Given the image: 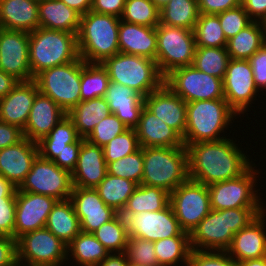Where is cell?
I'll list each match as a JSON object with an SVG mask.
<instances>
[{
  "label": "cell",
  "instance_id": "6da1fadb",
  "mask_svg": "<svg viewBox=\"0 0 266 266\" xmlns=\"http://www.w3.org/2000/svg\"><path fill=\"white\" fill-rule=\"evenodd\" d=\"M234 139L188 144L189 179L209 186L245 173L254 163Z\"/></svg>",
  "mask_w": 266,
  "mask_h": 266
},
{
  "label": "cell",
  "instance_id": "7a4b0ae2",
  "mask_svg": "<svg viewBox=\"0 0 266 266\" xmlns=\"http://www.w3.org/2000/svg\"><path fill=\"white\" fill-rule=\"evenodd\" d=\"M265 208L213 210L191 231L190 245L196 250L226 251L235 233L247 227Z\"/></svg>",
  "mask_w": 266,
  "mask_h": 266
},
{
  "label": "cell",
  "instance_id": "3957f363",
  "mask_svg": "<svg viewBox=\"0 0 266 266\" xmlns=\"http://www.w3.org/2000/svg\"><path fill=\"white\" fill-rule=\"evenodd\" d=\"M236 116L224 98L188 102L184 146L227 138L225 132Z\"/></svg>",
  "mask_w": 266,
  "mask_h": 266
},
{
  "label": "cell",
  "instance_id": "277c9868",
  "mask_svg": "<svg viewBox=\"0 0 266 266\" xmlns=\"http://www.w3.org/2000/svg\"><path fill=\"white\" fill-rule=\"evenodd\" d=\"M120 18L89 11L81 15L77 34L79 56L86 63H102L119 53Z\"/></svg>",
  "mask_w": 266,
  "mask_h": 266
},
{
  "label": "cell",
  "instance_id": "5b68a950",
  "mask_svg": "<svg viewBox=\"0 0 266 266\" xmlns=\"http://www.w3.org/2000/svg\"><path fill=\"white\" fill-rule=\"evenodd\" d=\"M143 162V185L159 187L171 193L189 179L185 146L143 147Z\"/></svg>",
  "mask_w": 266,
  "mask_h": 266
},
{
  "label": "cell",
  "instance_id": "8992f818",
  "mask_svg": "<svg viewBox=\"0 0 266 266\" xmlns=\"http://www.w3.org/2000/svg\"><path fill=\"white\" fill-rule=\"evenodd\" d=\"M79 58L77 34L41 27L29 33V64L33 78L43 70Z\"/></svg>",
  "mask_w": 266,
  "mask_h": 266
},
{
  "label": "cell",
  "instance_id": "52a82bcc",
  "mask_svg": "<svg viewBox=\"0 0 266 266\" xmlns=\"http://www.w3.org/2000/svg\"><path fill=\"white\" fill-rule=\"evenodd\" d=\"M101 64L107 70L111 82L130 87L143 97L164 83L156 61L147 57L119 52Z\"/></svg>",
  "mask_w": 266,
  "mask_h": 266
},
{
  "label": "cell",
  "instance_id": "ba28073f",
  "mask_svg": "<svg viewBox=\"0 0 266 266\" xmlns=\"http://www.w3.org/2000/svg\"><path fill=\"white\" fill-rule=\"evenodd\" d=\"M156 34V63L163 77L177 68L193 64L196 51L193 30L159 23Z\"/></svg>",
  "mask_w": 266,
  "mask_h": 266
},
{
  "label": "cell",
  "instance_id": "9c48e42d",
  "mask_svg": "<svg viewBox=\"0 0 266 266\" xmlns=\"http://www.w3.org/2000/svg\"><path fill=\"white\" fill-rule=\"evenodd\" d=\"M34 81L41 94L50 97L68 113L81 101V58L43 70Z\"/></svg>",
  "mask_w": 266,
  "mask_h": 266
},
{
  "label": "cell",
  "instance_id": "30bf717a",
  "mask_svg": "<svg viewBox=\"0 0 266 266\" xmlns=\"http://www.w3.org/2000/svg\"><path fill=\"white\" fill-rule=\"evenodd\" d=\"M255 168L257 167L254 163L237 178L209 185L211 209L265 208L262 198H260L261 193H258L260 189L256 188L258 187L256 178H259L260 170Z\"/></svg>",
  "mask_w": 266,
  "mask_h": 266
},
{
  "label": "cell",
  "instance_id": "8fae6325",
  "mask_svg": "<svg viewBox=\"0 0 266 266\" xmlns=\"http://www.w3.org/2000/svg\"><path fill=\"white\" fill-rule=\"evenodd\" d=\"M19 266H62L67 245L46 227L26 233L16 240Z\"/></svg>",
  "mask_w": 266,
  "mask_h": 266
},
{
  "label": "cell",
  "instance_id": "7c38bea8",
  "mask_svg": "<svg viewBox=\"0 0 266 266\" xmlns=\"http://www.w3.org/2000/svg\"><path fill=\"white\" fill-rule=\"evenodd\" d=\"M164 84L186 103L224 98L223 80L201 72L193 65L171 71L164 77Z\"/></svg>",
  "mask_w": 266,
  "mask_h": 266
},
{
  "label": "cell",
  "instance_id": "4fadbf2b",
  "mask_svg": "<svg viewBox=\"0 0 266 266\" xmlns=\"http://www.w3.org/2000/svg\"><path fill=\"white\" fill-rule=\"evenodd\" d=\"M17 189L51 196L56 200L69 199L73 189L72 175L67 170L58 167L53 161L38 155L31 170Z\"/></svg>",
  "mask_w": 266,
  "mask_h": 266
},
{
  "label": "cell",
  "instance_id": "5bb4252c",
  "mask_svg": "<svg viewBox=\"0 0 266 266\" xmlns=\"http://www.w3.org/2000/svg\"><path fill=\"white\" fill-rule=\"evenodd\" d=\"M181 228L191 231L211 211L208 186L188 179L170 193V203Z\"/></svg>",
  "mask_w": 266,
  "mask_h": 266
},
{
  "label": "cell",
  "instance_id": "9a60e30c",
  "mask_svg": "<svg viewBox=\"0 0 266 266\" xmlns=\"http://www.w3.org/2000/svg\"><path fill=\"white\" fill-rule=\"evenodd\" d=\"M224 99L239 116L247 113L259 94L249 60L230 59L223 78Z\"/></svg>",
  "mask_w": 266,
  "mask_h": 266
},
{
  "label": "cell",
  "instance_id": "2e32d148",
  "mask_svg": "<svg viewBox=\"0 0 266 266\" xmlns=\"http://www.w3.org/2000/svg\"><path fill=\"white\" fill-rule=\"evenodd\" d=\"M130 237L146 239L152 242L174 236H190L185 232L169 204L159 211H145L139 214L122 216Z\"/></svg>",
  "mask_w": 266,
  "mask_h": 266
},
{
  "label": "cell",
  "instance_id": "e0dca14e",
  "mask_svg": "<svg viewBox=\"0 0 266 266\" xmlns=\"http://www.w3.org/2000/svg\"><path fill=\"white\" fill-rule=\"evenodd\" d=\"M0 70L20 82L34 80L29 64V32L0 28Z\"/></svg>",
  "mask_w": 266,
  "mask_h": 266
},
{
  "label": "cell",
  "instance_id": "ac0fdd59",
  "mask_svg": "<svg viewBox=\"0 0 266 266\" xmlns=\"http://www.w3.org/2000/svg\"><path fill=\"white\" fill-rule=\"evenodd\" d=\"M57 202L54 197L16 190L14 239L44 228Z\"/></svg>",
  "mask_w": 266,
  "mask_h": 266
},
{
  "label": "cell",
  "instance_id": "d6986e66",
  "mask_svg": "<svg viewBox=\"0 0 266 266\" xmlns=\"http://www.w3.org/2000/svg\"><path fill=\"white\" fill-rule=\"evenodd\" d=\"M70 199L84 233H93L118 214L103 202L95 188L73 187Z\"/></svg>",
  "mask_w": 266,
  "mask_h": 266
},
{
  "label": "cell",
  "instance_id": "ffe728a7",
  "mask_svg": "<svg viewBox=\"0 0 266 266\" xmlns=\"http://www.w3.org/2000/svg\"><path fill=\"white\" fill-rule=\"evenodd\" d=\"M144 106L184 138L187 103L166 84L144 97Z\"/></svg>",
  "mask_w": 266,
  "mask_h": 266
},
{
  "label": "cell",
  "instance_id": "44dd1931",
  "mask_svg": "<svg viewBox=\"0 0 266 266\" xmlns=\"http://www.w3.org/2000/svg\"><path fill=\"white\" fill-rule=\"evenodd\" d=\"M38 155V144L25 137L17 144L1 149L0 175L18 188Z\"/></svg>",
  "mask_w": 266,
  "mask_h": 266
},
{
  "label": "cell",
  "instance_id": "7402d4cb",
  "mask_svg": "<svg viewBox=\"0 0 266 266\" xmlns=\"http://www.w3.org/2000/svg\"><path fill=\"white\" fill-rule=\"evenodd\" d=\"M265 218L266 210L233 236L232 243L226 251L237 263L266 256Z\"/></svg>",
  "mask_w": 266,
  "mask_h": 266
},
{
  "label": "cell",
  "instance_id": "603a6c76",
  "mask_svg": "<svg viewBox=\"0 0 266 266\" xmlns=\"http://www.w3.org/2000/svg\"><path fill=\"white\" fill-rule=\"evenodd\" d=\"M71 175L73 187L96 188L107 175L103 148L82 138L78 160Z\"/></svg>",
  "mask_w": 266,
  "mask_h": 266
},
{
  "label": "cell",
  "instance_id": "cb8c5ba5",
  "mask_svg": "<svg viewBox=\"0 0 266 266\" xmlns=\"http://www.w3.org/2000/svg\"><path fill=\"white\" fill-rule=\"evenodd\" d=\"M37 83L19 82L6 96L0 99V121L25 128L36 94Z\"/></svg>",
  "mask_w": 266,
  "mask_h": 266
},
{
  "label": "cell",
  "instance_id": "d4e9b609",
  "mask_svg": "<svg viewBox=\"0 0 266 266\" xmlns=\"http://www.w3.org/2000/svg\"><path fill=\"white\" fill-rule=\"evenodd\" d=\"M67 116V113L50 97L38 92L31 108L23 136L30 141L39 142Z\"/></svg>",
  "mask_w": 266,
  "mask_h": 266
},
{
  "label": "cell",
  "instance_id": "484cf974",
  "mask_svg": "<svg viewBox=\"0 0 266 266\" xmlns=\"http://www.w3.org/2000/svg\"><path fill=\"white\" fill-rule=\"evenodd\" d=\"M103 98L108 103L111 113L127 128L134 129L138 125L144 107L142 95L130 87L110 81Z\"/></svg>",
  "mask_w": 266,
  "mask_h": 266
},
{
  "label": "cell",
  "instance_id": "4316f807",
  "mask_svg": "<svg viewBox=\"0 0 266 266\" xmlns=\"http://www.w3.org/2000/svg\"><path fill=\"white\" fill-rule=\"evenodd\" d=\"M118 42L119 52L143 56L156 61V27L127 23L120 20Z\"/></svg>",
  "mask_w": 266,
  "mask_h": 266
},
{
  "label": "cell",
  "instance_id": "83f0119b",
  "mask_svg": "<svg viewBox=\"0 0 266 266\" xmlns=\"http://www.w3.org/2000/svg\"><path fill=\"white\" fill-rule=\"evenodd\" d=\"M140 147H183V138L145 106L134 128Z\"/></svg>",
  "mask_w": 266,
  "mask_h": 266
},
{
  "label": "cell",
  "instance_id": "f1b7e54d",
  "mask_svg": "<svg viewBox=\"0 0 266 266\" xmlns=\"http://www.w3.org/2000/svg\"><path fill=\"white\" fill-rule=\"evenodd\" d=\"M38 2L0 0V28L32 32L39 28Z\"/></svg>",
  "mask_w": 266,
  "mask_h": 266
},
{
  "label": "cell",
  "instance_id": "f546056e",
  "mask_svg": "<svg viewBox=\"0 0 266 266\" xmlns=\"http://www.w3.org/2000/svg\"><path fill=\"white\" fill-rule=\"evenodd\" d=\"M39 27L78 34L81 14L61 0H44L38 5Z\"/></svg>",
  "mask_w": 266,
  "mask_h": 266
},
{
  "label": "cell",
  "instance_id": "4dcf8cb0",
  "mask_svg": "<svg viewBox=\"0 0 266 266\" xmlns=\"http://www.w3.org/2000/svg\"><path fill=\"white\" fill-rule=\"evenodd\" d=\"M68 245L80 232V220L71 199L57 200L49 213L45 226Z\"/></svg>",
  "mask_w": 266,
  "mask_h": 266
},
{
  "label": "cell",
  "instance_id": "1f68e13d",
  "mask_svg": "<svg viewBox=\"0 0 266 266\" xmlns=\"http://www.w3.org/2000/svg\"><path fill=\"white\" fill-rule=\"evenodd\" d=\"M111 114L103 97L80 101L67 116L72 120L80 138L86 139L103 118Z\"/></svg>",
  "mask_w": 266,
  "mask_h": 266
},
{
  "label": "cell",
  "instance_id": "d6a6232c",
  "mask_svg": "<svg viewBox=\"0 0 266 266\" xmlns=\"http://www.w3.org/2000/svg\"><path fill=\"white\" fill-rule=\"evenodd\" d=\"M265 43L266 23L253 21L227 40L226 48L231 59L248 60Z\"/></svg>",
  "mask_w": 266,
  "mask_h": 266
},
{
  "label": "cell",
  "instance_id": "836d02e7",
  "mask_svg": "<svg viewBox=\"0 0 266 266\" xmlns=\"http://www.w3.org/2000/svg\"><path fill=\"white\" fill-rule=\"evenodd\" d=\"M67 253V260L73 259L72 266L73 262L78 266H98L110 254L92 233L84 232L67 245Z\"/></svg>",
  "mask_w": 266,
  "mask_h": 266
},
{
  "label": "cell",
  "instance_id": "e575fe53",
  "mask_svg": "<svg viewBox=\"0 0 266 266\" xmlns=\"http://www.w3.org/2000/svg\"><path fill=\"white\" fill-rule=\"evenodd\" d=\"M170 203V193L159 187L140 184L129 197L127 204L120 213L121 216H130L145 211H159Z\"/></svg>",
  "mask_w": 266,
  "mask_h": 266
},
{
  "label": "cell",
  "instance_id": "d590c367",
  "mask_svg": "<svg viewBox=\"0 0 266 266\" xmlns=\"http://www.w3.org/2000/svg\"><path fill=\"white\" fill-rule=\"evenodd\" d=\"M79 138L74 123L66 116L38 144L39 155L47 160L54 161L68 144Z\"/></svg>",
  "mask_w": 266,
  "mask_h": 266
},
{
  "label": "cell",
  "instance_id": "8d00e7d4",
  "mask_svg": "<svg viewBox=\"0 0 266 266\" xmlns=\"http://www.w3.org/2000/svg\"><path fill=\"white\" fill-rule=\"evenodd\" d=\"M199 15L197 0H170L159 12V23L194 30Z\"/></svg>",
  "mask_w": 266,
  "mask_h": 266
},
{
  "label": "cell",
  "instance_id": "74e56055",
  "mask_svg": "<svg viewBox=\"0 0 266 266\" xmlns=\"http://www.w3.org/2000/svg\"><path fill=\"white\" fill-rule=\"evenodd\" d=\"M137 186L133 181L107 173L95 189L107 206L121 213Z\"/></svg>",
  "mask_w": 266,
  "mask_h": 266
},
{
  "label": "cell",
  "instance_id": "f35d334b",
  "mask_svg": "<svg viewBox=\"0 0 266 266\" xmlns=\"http://www.w3.org/2000/svg\"><path fill=\"white\" fill-rule=\"evenodd\" d=\"M156 257L160 266L188 265L191 253L190 236H174L154 242ZM185 264V265H184Z\"/></svg>",
  "mask_w": 266,
  "mask_h": 266
},
{
  "label": "cell",
  "instance_id": "ab89813d",
  "mask_svg": "<svg viewBox=\"0 0 266 266\" xmlns=\"http://www.w3.org/2000/svg\"><path fill=\"white\" fill-rule=\"evenodd\" d=\"M110 78L101 63H86L81 59V101L104 97Z\"/></svg>",
  "mask_w": 266,
  "mask_h": 266
},
{
  "label": "cell",
  "instance_id": "60d3db41",
  "mask_svg": "<svg viewBox=\"0 0 266 266\" xmlns=\"http://www.w3.org/2000/svg\"><path fill=\"white\" fill-rule=\"evenodd\" d=\"M226 47H196L193 66L223 80L230 61Z\"/></svg>",
  "mask_w": 266,
  "mask_h": 266
},
{
  "label": "cell",
  "instance_id": "b9f144b4",
  "mask_svg": "<svg viewBox=\"0 0 266 266\" xmlns=\"http://www.w3.org/2000/svg\"><path fill=\"white\" fill-rule=\"evenodd\" d=\"M92 234L110 254L125 252L129 235L126 221L120 213L109 222L104 223Z\"/></svg>",
  "mask_w": 266,
  "mask_h": 266
},
{
  "label": "cell",
  "instance_id": "7bdbcfd3",
  "mask_svg": "<svg viewBox=\"0 0 266 266\" xmlns=\"http://www.w3.org/2000/svg\"><path fill=\"white\" fill-rule=\"evenodd\" d=\"M196 47H226L227 39L218 15L200 14L194 27Z\"/></svg>",
  "mask_w": 266,
  "mask_h": 266
},
{
  "label": "cell",
  "instance_id": "ee69618b",
  "mask_svg": "<svg viewBox=\"0 0 266 266\" xmlns=\"http://www.w3.org/2000/svg\"><path fill=\"white\" fill-rule=\"evenodd\" d=\"M160 10L151 0H126L120 20L127 23L156 27Z\"/></svg>",
  "mask_w": 266,
  "mask_h": 266
},
{
  "label": "cell",
  "instance_id": "f6af8a7d",
  "mask_svg": "<svg viewBox=\"0 0 266 266\" xmlns=\"http://www.w3.org/2000/svg\"><path fill=\"white\" fill-rule=\"evenodd\" d=\"M144 170L143 148L140 147L132 154L107 164V173L116 177H122L141 184Z\"/></svg>",
  "mask_w": 266,
  "mask_h": 266
},
{
  "label": "cell",
  "instance_id": "bcb514c9",
  "mask_svg": "<svg viewBox=\"0 0 266 266\" xmlns=\"http://www.w3.org/2000/svg\"><path fill=\"white\" fill-rule=\"evenodd\" d=\"M140 148L135 129L128 128L103 147L106 164L134 153Z\"/></svg>",
  "mask_w": 266,
  "mask_h": 266
},
{
  "label": "cell",
  "instance_id": "7dc6e473",
  "mask_svg": "<svg viewBox=\"0 0 266 266\" xmlns=\"http://www.w3.org/2000/svg\"><path fill=\"white\" fill-rule=\"evenodd\" d=\"M154 248L152 241L129 236L124 254L128 264L160 266Z\"/></svg>",
  "mask_w": 266,
  "mask_h": 266
},
{
  "label": "cell",
  "instance_id": "c3c4849f",
  "mask_svg": "<svg viewBox=\"0 0 266 266\" xmlns=\"http://www.w3.org/2000/svg\"><path fill=\"white\" fill-rule=\"evenodd\" d=\"M128 128L111 113L109 116L102 119L97 126L94 127L91 134L86 138L91 144L99 147H104L113 138L126 131Z\"/></svg>",
  "mask_w": 266,
  "mask_h": 266
},
{
  "label": "cell",
  "instance_id": "681fc988",
  "mask_svg": "<svg viewBox=\"0 0 266 266\" xmlns=\"http://www.w3.org/2000/svg\"><path fill=\"white\" fill-rule=\"evenodd\" d=\"M217 15L227 40L234 37L239 31L253 22L242 5L223 11Z\"/></svg>",
  "mask_w": 266,
  "mask_h": 266
},
{
  "label": "cell",
  "instance_id": "f907efd6",
  "mask_svg": "<svg viewBox=\"0 0 266 266\" xmlns=\"http://www.w3.org/2000/svg\"><path fill=\"white\" fill-rule=\"evenodd\" d=\"M187 266H238L227 251L192 249Z\"/></svg>",
  "mask_w": 266,
  "mask_h": 266
},
{
  "label": "cell",
  "instance_id": "816d5d0a",
  "mask_svg": "<svg viewBox=\"0 0 266 266\" xmlns=\"http://www.w3.org/2000/svg\"><path fill=\"white\" fill-rule=\"evenodd\" d=\"M16 198H0V235L14 238Z\"/></svg>",
  "mask_w": 266,
  "mask_h": 266
},
{
  "label": "cell",
  "instance_id": "f5cc1de1",
  "mask_svg": "<svg viewBox=\"0 0 266 266\" xmlns=\"http://www.w3.org/2000/svg\"><path fill=\"white\" fill-rule=\"evenodd\" d=\"M252 67L254 82L258 90L266 91V43L249 59Z\"/></svg>",
  "mask_w": 266,
  "mask_h": 266
},
{
  "label": "cell",
  "instance_id": "db71d44e",
  "mask_svg": "<svg viewBox=\"0 0 266 266\" xmlns=\"http://www.w3.org/2000/svg\"><path fill=\"white\" fill-rule=\"evenodd\" d=\"M81 144L82 138L79 137L74 143L68 144L67 148L53 162L61 169L72 173L78 160Z\"/></svg>",
  "mask_w": 266,
  "mask_h": 266
},
{
  "label": "cell",
  "instance_id": "11a10c76",
  "mask_svg": "<svg viewBox=\"0 0 266 266\" xmlns=\"http://www.w3.org/2000/svg\"><path fill=\"white\" fill-rule=\"evenodd\" d=\"M16 239L0 235V266H17Z\"/></svg>",
  "mask_w": 266,
  "mask_h": 266
},
{
  "label": "cell",
  "instance_id": "9f6ffc18",
  "mask_svg": "<svg viewBox=\"0 0 266 266\" xmlns=\"http://www.w3.org/2000/svg\"><path fill=\"white\" fill-rule=\"evenodd\" d=\"M200 14L217 15L223 11L238 7L242 0H197Z\"/></svg>",
  "mask_w": 266,
  "mask_h": 266
},
{
  "label": "cell",
  "instance_id": "6f0895ef",
  "mask_svg": "<svg viewBox=\"0 0 266 266\" xmlns=\"http://www.w3.org/2000/svg\"><path fill=\"white\" fill-rule=\"evenodd\" d=\"M126 0H92L91 11L121 17Z\"/></svg>",
  "mask_w": 266,
  "mask_h": 266
},
{
  "label": "cell",
  "instance_id": "680465c9",
  "mask_svg": "<svg viewBox=\"0 0 266 266\" xmlns=\"http://www.w3.org/2000/svg\"><path fill=\"white\" fill-rule=\"evenodd\" d=\"M23 138V131L18 126L0 121V150L17 144Z\"/></svg>",
  "mask_w": 266,
  "mask_h": 266
},
{
  "label": "cell",
  "instance_id": "91938a15",
  "mask_svg": "<svg viewBox=\"0 0 266 266\" xmlns=\"http://www.w3.org/2000/svg\"><path fill=\"white\" fill-rule=\"evenodd\" d=\"M241 5L253 21L266 23V0H242Z\"/></svg>",
  "mask_w": 266,
  "mask_h": 266
},
{
  "label": "cell",
  "instance_id": "94428289",
  "mask_svg": "<svg viewBox=\"0 0 266 266\" xmlns=\"http://www.w3.org/2000/svg\"><path fill=\"white\" fill-rule=\"evenodd\" d=\"M20 81L0 70V99L6 96Z\"/></svg>",
  "mask_w": 266,
  "mask_h": 266
},
{
  "label": "cell",
  "instance_id": "6125c7cd",
  "mask_svg": "<svg viewBox=\"0 0 266 266\" xmlns=\"http://www.w3.org/2000/svg\"><path fill=\"white\" fill-rule=\"evenodd\" d=\"M98 266H128L124 253L109 254Z\"/></svg>",
  "mask_w": 266,
  "mask_h": 266
},
{
  "label": "cell",
  "instance_id": "be15d7a7",
  "mask_svg": "<svg viewBox=\"0 0 266 266\" xmlns=\"http://www.w3.org/2000/svg\"><path fill=\"white\" fill-rule=\"evenodd\" d=\"M68 7L76 10L81 15L86 14L91 10L92 0H61Z\"/></svg>",
  "mask_w": 266,
  "mask_h": 266
},
{
  "label": "cell",
  "instance_id": "e7e4bbea",
  "mask_svg": "<svg viewBox=\"0 0 266 266\" xmlns=\"http://www.w3.org/2000/svg\"><path fill=\"white\" fill-rule=\"evenodd\" d=\"M17 188L0 175V198H16Z\"/></svg>",
  "mask_w": 266,
  "mask_h": 266
},
{
  "label": "cell",
  "instance_id": "03108f58",
  "mask_svg": "<svg viewBox=\"0 0 266 266\" xmlns=\"http://www.w3.org/2000/svg\"><path fill=\"white\" fill-rule=\"evenodd\" d=\"M238 266H266V256L259 259L242 261L238 263Z\"/></svg>",
  "mask_w": 266,
  "mask_h": 266
},
{
  "label": "cell",
  "instance_id": "003e7915",
  "mask_svg": "<svg viewBox=\"0 0 266 266\" xmlns=\"http://www.w3.org/2000/svg\"><path fill=\"white\" fill-rule=\"evenodd\" d=\"M161 10L170 0H151Z\"/></svg>",
  "mask_w": 266,
  "mask_h": 266
},
{
  "label": "cell",
  "instance_id": "a7ac6f4b",
  "mask_svg": "<svg viewBox=\"0 0 266 266\" xmlns=\"http://www.w3.org/2000/svg\"><path fill=\"white\" fill-rule=\"evenodd\" d=\"M128 266H141V265H136V264H128Z\"/></svg>",
  "mask_w": 266,
  "mask_h": 266
},
{
  "label": "cell",
  "instance_id": "89a4df30",
  "mask_svg": "<svg viewBox=\"0 0 266 266\" xmlns=\"http://www.w3.org/2000/svg\"><path fill=\"white\" fill-rule=\"evenodd\" d=\"M33 1H35V2H38V3H39V2H42V1H44V0H33Z\"/></svg>",
  "mask_w": 266,
  "mask_h": 266
}]
</instances>
